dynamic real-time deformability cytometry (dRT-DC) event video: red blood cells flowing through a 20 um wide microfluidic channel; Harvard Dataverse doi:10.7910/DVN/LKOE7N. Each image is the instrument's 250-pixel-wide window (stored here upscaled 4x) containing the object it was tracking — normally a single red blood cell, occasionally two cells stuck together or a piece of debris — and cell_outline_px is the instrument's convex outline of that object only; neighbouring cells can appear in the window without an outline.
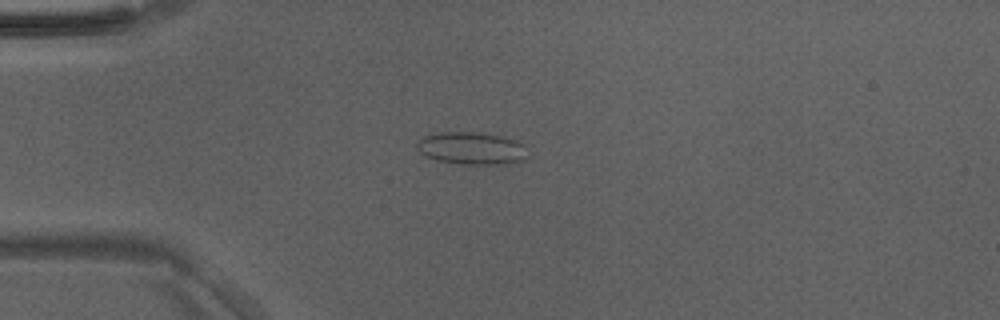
{"species": "Egyptian fruit bat (a non-hibernating species)", "species_latin": "Rousettus aegyptiacus", "temperature_condition": "room temperature", "stored_images_in_passage": 48, "camera_frame_rate_fps": 3000, "um_per_image_px": 0.085, "animal": {"sex": "male"}, "frame": {"image": 1, "passage_image": 12, "time_ms": 3.667, "image_size_px": [1000, 320], "cell_outline_px": [[528, 160], [512, 164], [456, 164], [436, 160], [424, 156], [416, 148], [416, 144], [424, 136], [436, 132], [484, 132], [504, 136], [516, 140], [524, 144]], "centroid_in_image_um": [40.12, 12.61], "position_along_channel_um": 44.9, "area_um2": 21.56}}
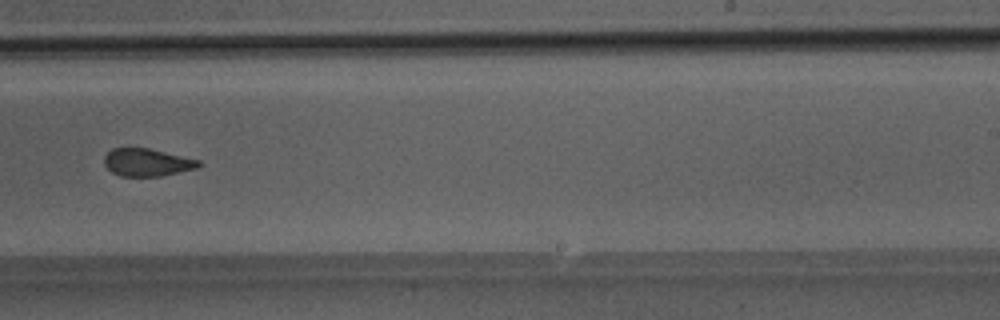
{"frame": {"image": 2, "passage_image": 30, "time_ms": 9.667, "image_size_px": [1000, 320], "cell_outline_px": [[200, 164], [196, 168], [160, 176], [120, 176], [112, 172], [104, 164], [104, 156], [112, 148], [148, 148], [200, 160]], "centroid_in_image_um": [12.47, 13.8], "position_along_channel_um": 276.5, "area_um2": 15.03}}
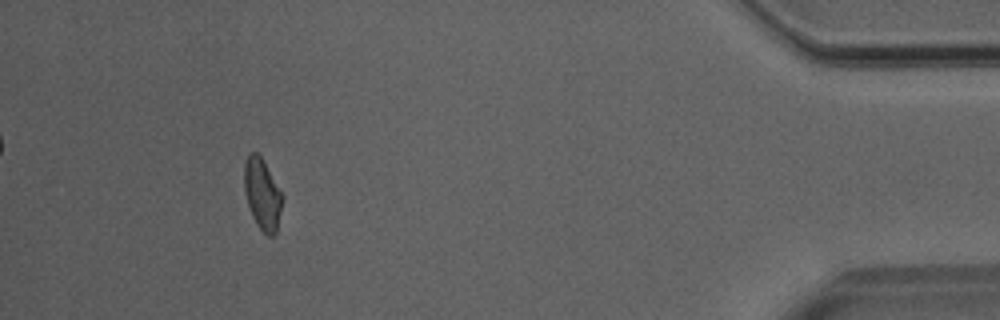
{"frame": {"image": 3, "passage_image": 44, "time_ms": 14.333, "image_size_px": [1000, 320], "cell_outline_px": [[284, 196], [276, 232], [272, 236], [268, 236], [256, 224], [252, 216], [244, 192], [244, 164], [248, 152], [256, 152], [264, 160]], "centroid_in_image_um": [22.29, 16.47], "position_along_channel_um": 412.9, "area_um2": 15.95}}